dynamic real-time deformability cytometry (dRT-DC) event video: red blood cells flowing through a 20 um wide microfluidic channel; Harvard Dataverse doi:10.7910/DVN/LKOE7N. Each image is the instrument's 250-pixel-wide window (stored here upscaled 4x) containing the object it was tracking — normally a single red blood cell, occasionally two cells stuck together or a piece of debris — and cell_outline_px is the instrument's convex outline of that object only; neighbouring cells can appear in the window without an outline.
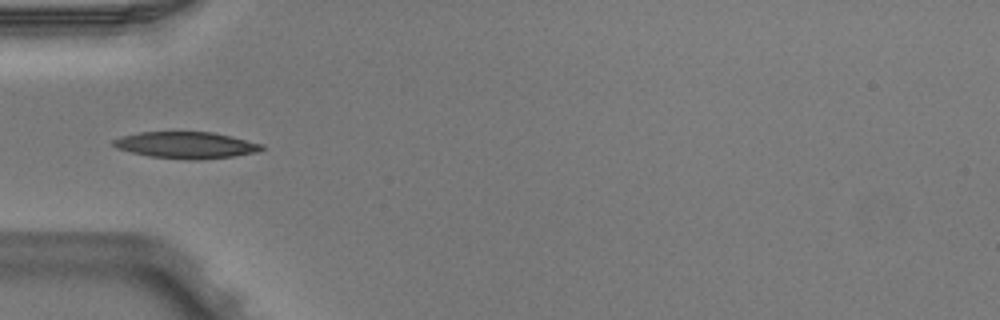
{"species": "Egyptian fruit bat (a non-hibernating species)", "species_latin": "Rousettus aegyptiacus", "temperature_condition": "warm", "stored_images_in_passage": 4, "camera_frame_rate_fps": 3000, "um_per_image_px": 0.085, "animal": {"sex": "male"}, "frame": {"image": 1, "passage_image": 3, "time_ms": 0.667, "image_size_px": [1000, 320], "cell_outline_px": [[264, 148], [256, 152], [232, 156], [200, 160], [188, 160], [148, 156], [116, 148], [112, 144], [112, 140], [120, 136], [140, 132], [212, 132], [232, 136], [264, 144]], "centroid_in_image_um": [15.81, 12.33], "position_along_channel_um": 69.2, "area_um2": 23.06}}
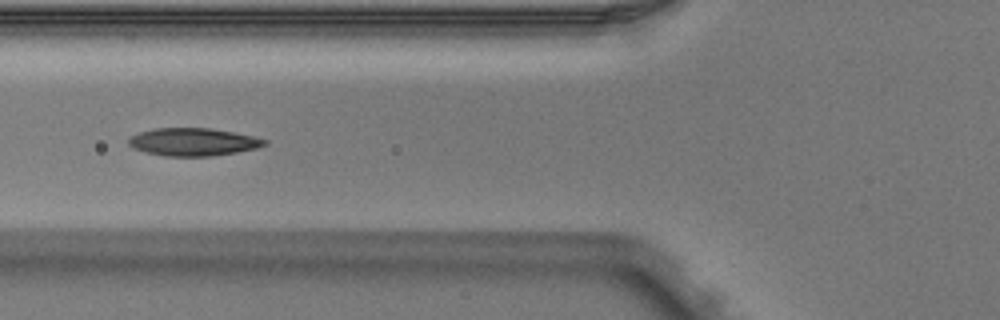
{"frame": {"image": 2, "passage_image": 4, "time_ms": 1.0, "image_size_px": [1000, 320], "cell_outline_px": [[268, 144], [256, 148], [236, 152], [212, 156], [164, 156], [144, 152], [132, 148], [128, 144], [128, 136], [140, 132], [156, 128], [208, 128], [232, 132], [252, 136], [268, 140]], "centroid_in_image_um": [16.37, 12.07], "position_along_channel_um": 109.4, "area_um2": 22.02}}